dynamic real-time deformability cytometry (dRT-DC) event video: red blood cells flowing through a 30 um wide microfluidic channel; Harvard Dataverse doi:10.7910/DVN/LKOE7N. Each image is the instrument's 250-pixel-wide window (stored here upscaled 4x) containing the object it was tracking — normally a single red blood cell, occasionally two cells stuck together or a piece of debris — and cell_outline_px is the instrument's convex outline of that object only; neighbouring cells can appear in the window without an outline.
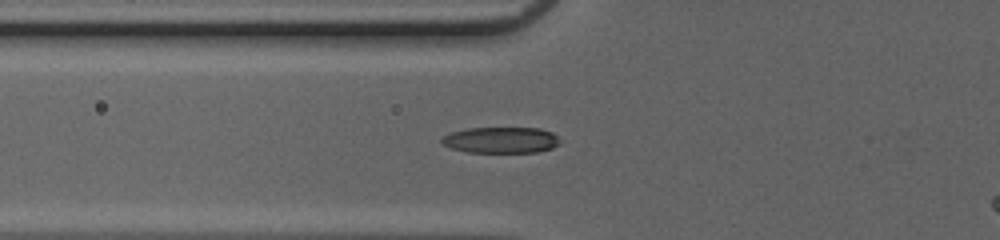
{"species": "common noctule bat (a hibernating species)", "species_latin": "Nyctalus noctula", "temperature_condition": "cold", "stored_images_in_passage": 31, "camera_frame_rate_fps": 3000, "um_per_image_px": 0.085, "animal": {"sex": "female", "body_mass_g": 20.0, "forearm_length_mm": 54.0}, "frame": {"image": 1, "passage_image": 2, "time_ms": 0.333, "image_size_px": [1000, 240], "cell_outline_px": [[560, 144], [552, 148], [536, 152], [468, 152], [452, 148], [444, 144], [440, 140], [444, 136], [452, 132], [468, 128], [540, 128], [552, 132], [560, 140]], "centroid_in_image_um": [42.62, 11.9], "position_along_channel_um": 83.2, "area_um2": 17.86}}
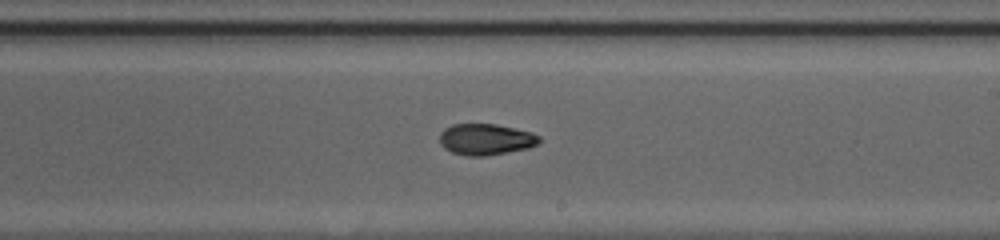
{"frame": {"image": 2, "passage_image": 14, "time_ms": 4.333, "image_size_px": [1000, 240], "cell_outline_px": [[540, 140], [536, 144], [528, 148], [484, 156], [468, 156], [452, 152], [444, 148], [440, 144], [440, 132], [444, 128], [452, 124], [496, 124], [532, 132], [540, 136]], "centroid_in_image_um": [41.26, 11.84], "position_along_channel_um": 247.7, "area_um2": 18.09}}
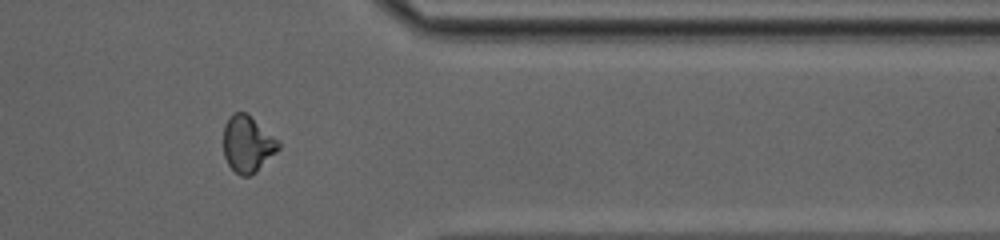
{"frame": {"image": 3, "passage_image": 25, "time_ms": 8.0, "image_size_px": [1000, 240], "cell_outline_px": [[280, 148], [256, 172], [248, 176], [240, 176], [228, 164], [224, 156], [224, 124], [228, 116], [232, 112], [244, 112], [280, 140]], "centroid_in_image_um": [21.04, 12.24], "position_along_channel_um": 390.4, "area_um2": 18.09}}